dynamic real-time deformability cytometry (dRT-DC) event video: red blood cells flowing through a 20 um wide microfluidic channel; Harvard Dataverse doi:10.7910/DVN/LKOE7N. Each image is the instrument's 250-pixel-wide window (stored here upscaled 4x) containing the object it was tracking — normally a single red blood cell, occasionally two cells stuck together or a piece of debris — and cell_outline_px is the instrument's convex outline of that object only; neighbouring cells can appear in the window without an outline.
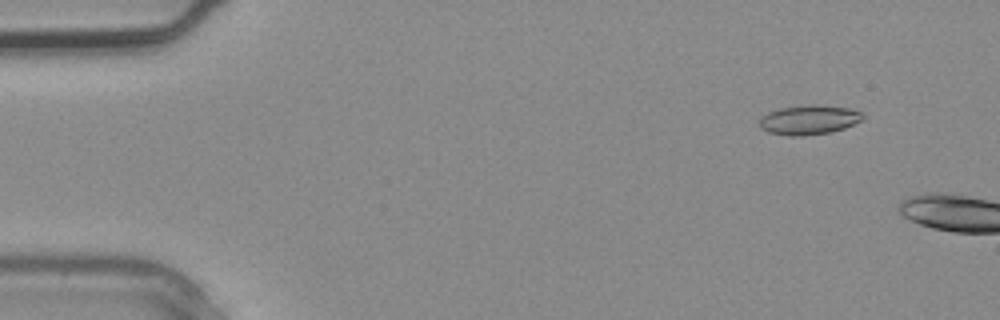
{"species": "common noctule bat (a hibernating species)", "species_latin": "Nyctalus noctula", "temperature_condition": "warm", "stored_images_in_passage": 2, "camera_frame_rate_fps": 3000, "um_per_image_px": 0.085, "animal": {"sex": "male", "body_mass_g": 20.4}, "frame": {"image": 1, "passage_image": 1, "time_ms": 0.0, "image_size_px": [1000, 320], "cell_outline_px": [[864, 116], [860, 120], [844, 128], [828, 132], [804, 136], [788, 136], [768, 132], [760, 128], [760, 116], [768, 112], [780, 108], [804, 104], [820, 104], [852, 108], [860, 112]], "centroid_in_image_um": [68.72, 10.16], "position_along_channel_um": 16.3, "area_um2": 17.92}}